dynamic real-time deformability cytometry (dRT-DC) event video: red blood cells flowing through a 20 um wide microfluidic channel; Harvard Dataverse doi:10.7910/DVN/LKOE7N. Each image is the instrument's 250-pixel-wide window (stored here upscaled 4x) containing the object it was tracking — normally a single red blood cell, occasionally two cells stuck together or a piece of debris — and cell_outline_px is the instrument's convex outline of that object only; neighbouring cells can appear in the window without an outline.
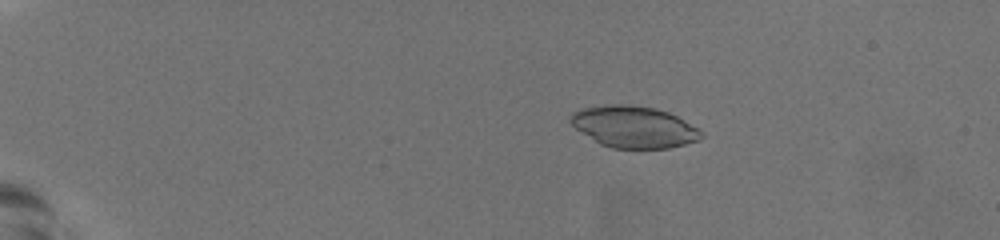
{"species": "common noctule bat (a hibernating species)", "species_latin": "Nyctalus noctula", "temperature_condition": "warm", "stored_images_in_passage": 44, "camera_frame_rate_fps": 3000, "um_per_image_px": 0.085, "animal": {"sex": "female", "body_mass_g": 19.5, "forearm_length_mm": 54.1}, "frame": {"image": 1, "passage_image": 3, "time_ms": 0.667, "image_size_px": [1000, 240], "cell_outline_px": [[704, 136], [700, 140], [668, 148], [612, 148], [600, 144], [576, 128], [568, 120], [568, 116], [572, 112], [580, 108], [612, 104], [628, 104], [656, 108], [668, 112], [676, 116], [704, 132]], "centroid_in_image_um": [53.87, 10.77], "position_along_channel_um": 31.1, "area_um2": 31.73}}
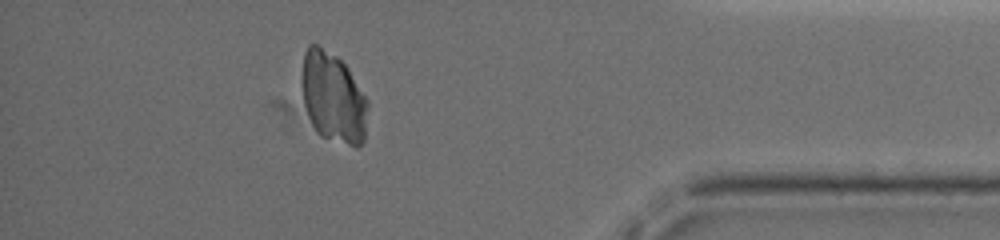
{"frame": {"image": 2, "passage_image": 43, "time_ms": 14.0, "image_size_px": [1000, 240], "cell_outline_px": [[368, 108], [364, 140], [356, 148], [320, 136], [316, 132], [308, 116], [304, 104], [304, 52], [308, 44], [316, 44], [336, 56], [348, 68], [368, 100]], "centroid_in_image_um": [28.36, 8.33], "position_along_channel_um": 406.8, "area_um2": 34.39}}